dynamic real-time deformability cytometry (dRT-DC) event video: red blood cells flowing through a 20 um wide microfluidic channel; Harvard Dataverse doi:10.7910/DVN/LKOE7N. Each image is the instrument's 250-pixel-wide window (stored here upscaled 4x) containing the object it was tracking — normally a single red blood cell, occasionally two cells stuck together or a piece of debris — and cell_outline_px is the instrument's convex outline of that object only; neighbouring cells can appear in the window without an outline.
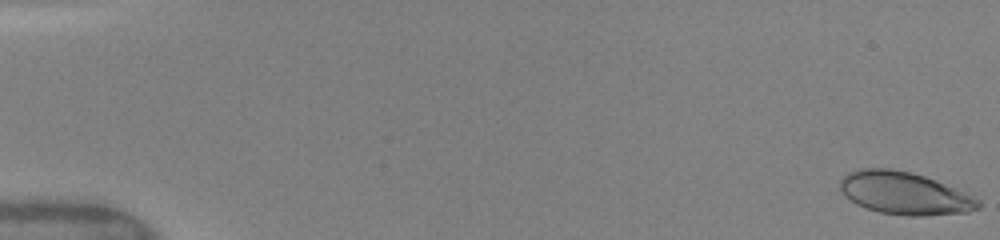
{"species": "human", "species_latin": "Homo sapiens", "temperature_condition": "warm", "stored_images_in_passage": 9, "camera_frame_rate_fps": 3000, "um_per_image_px": 0.085, "donor": {"sex": "female"}, "frame": {"image": 1, "passage_image": 1, "time_ms": 0.0, "image_size_px": [1000, 240], "cell_outline_px": [[980, 208], [968, 212], [920, 216], [908, 216], [880, 212], [856, 204], [844, 196], [840, 192], [840, 180], [848, 172], [860, 168], [892, 168], [912, 172], [936, 180], [972, 196], [980, 200]], "centroid_in_image_um": [76.85, 16.42], "position_along_channel_um": 8.2, "area_um2": 34.28}}
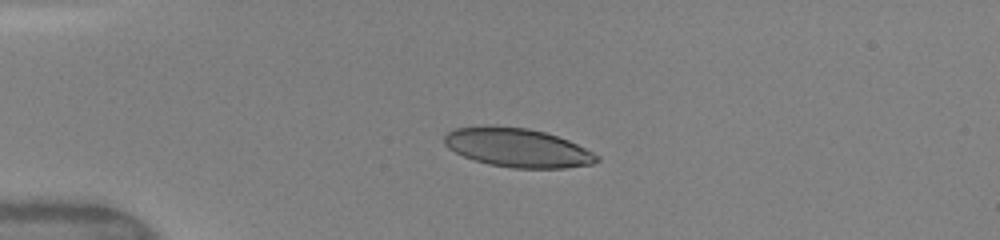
{"frame": {"image": 2, "passage_image": 6, "time_ms": 4.0, "image_size_px": [1000, 240], "cell_outline_px": [[600, 160], [592, 164], [564, 168], [512, 168], [488, 164], [464, 156], [448, 148], [444, 144], [444, 136], [448, 132], [456, 128], [484, 124], [528, 128], [544, 132], [568, 140], [600, 156]], "centroid_in_image_um": [43.96, 12.54], "position_along_channel_um": 41.0, "area_um2": 34.62}}
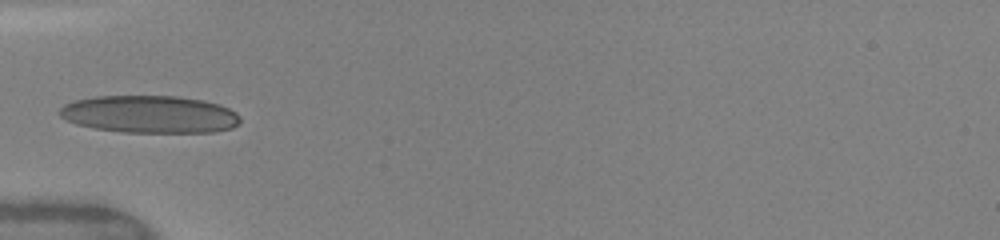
{"frame": {"image": 3, "passage_image": 8, "time_ms": 5.667, "image_size_px": [1000, 240], "cell_outline_px": [[240, 124], [232, 128], [216, 132], [124, 132], [96, 128], [76, 124], [60, 116], [56, 112], [64, 104], [76, 100], [96, 96], [176, 96], [204, 100], [220, 104], [236, 112], [240, 116]], "centroid_in_image_um": [12.75, 9.71], "position_along_channel_um": 72.2, "area_um2": 39.59}}